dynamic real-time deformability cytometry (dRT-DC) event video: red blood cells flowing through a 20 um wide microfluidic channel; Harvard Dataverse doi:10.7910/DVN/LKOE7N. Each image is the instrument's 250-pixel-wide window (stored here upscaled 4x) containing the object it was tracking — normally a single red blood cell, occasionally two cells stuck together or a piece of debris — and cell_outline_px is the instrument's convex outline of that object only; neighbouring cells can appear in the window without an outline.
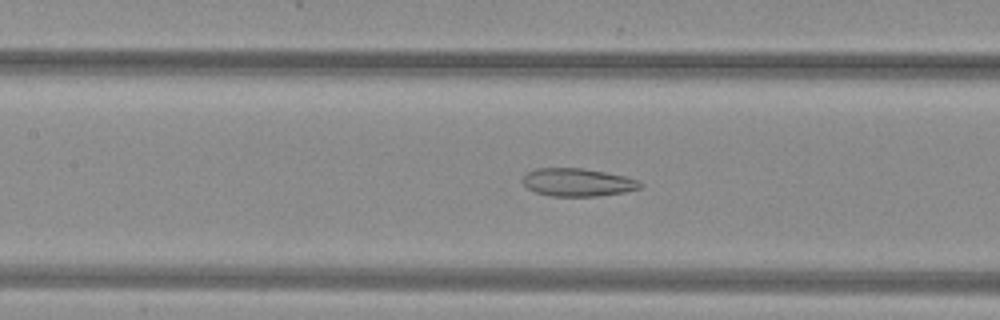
{"species": "common noctule bat (a hibernating species)", "species_latin": "Nyctalus noctula", "temperature_condition": "warm", "stored_images_in_passage": 52, "camera_frame_rate_fps": 3000, "um_per_image_px": 0.085, "animal": {"sex": "female", "body_mass_g": 29.2, "forearm_length_mm": 56.3}, "frame": {"image": 1, "passage_image": 24, "time_ms": 7.667, "image_size_px": [1000, 320], "cell_outline_px": [[644, 184], [640, 188], [624, 192], [596, 196], [552, 196], [536, 192], [528, 188], [524, 184], [524, 172], [536, 168], [584, 168], [624, 176], [640, 180]], "centroid_in_image_um": [49.11, 15.49], "position_along_channel_um": 158.3, "area_um2": 19.13}}
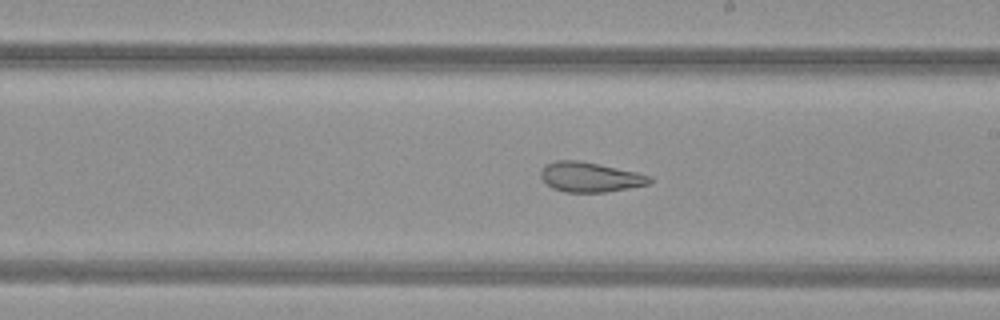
{"frame": {"image": 2, "passage_image": 30, "time_ms": 9.667, "image_size_px": [1000, 320], "cell_outline_px": [[652, 180], [648, 184], [628, 188], [604, 192], [564, 192], [552, 188], [540, 176], [540, 172], [544, 164], [556, 160], [576, 160], [600, 164], [636, 172], [652, 176]], "centroid_in_image_um": [50.13, 15.04], "position_along_channel_um": 238.9, "area_um2": 18.9}}
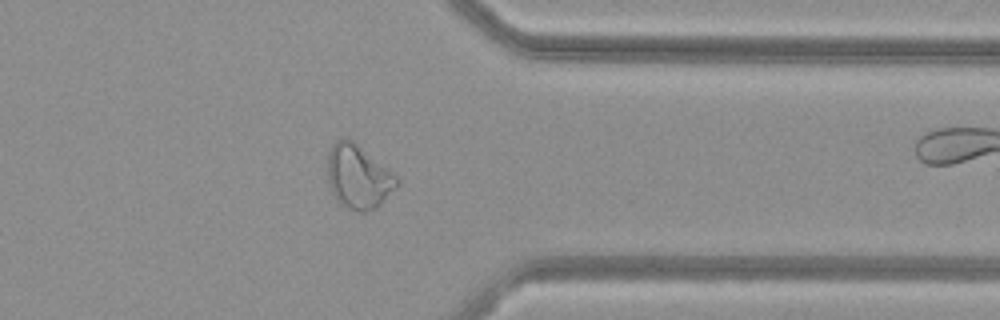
{"frame": {"image": 3, "passage_image": 41, "time_ms": 13.333, "image_size_px": [1000, 320], "cell_outline_px": [[400, 184], [376, 208], [364, 212], [360, 212], [348, 208], [340, 204], [336, 200], [328, 184], [328, 152], [332, 144], [340, 136], [344, 136], [352, 140], [396, 176], [400, 180]], "centroid_in_image_um": [30.43, 15.02], "position_along_channel_um": 381.0, "area_um2": 25.72}, "authors_computed_cell_mechanics": {"area_um2": 25.8655, "velocity_mm_per_s": 4.038, "shape_relaxation_time_tau1_ms": null, "shape_relaxation_time_tau2_ms": 2.2894, "deformation_change_tau1": null, "deformation_change_tau2": 0.1038}}